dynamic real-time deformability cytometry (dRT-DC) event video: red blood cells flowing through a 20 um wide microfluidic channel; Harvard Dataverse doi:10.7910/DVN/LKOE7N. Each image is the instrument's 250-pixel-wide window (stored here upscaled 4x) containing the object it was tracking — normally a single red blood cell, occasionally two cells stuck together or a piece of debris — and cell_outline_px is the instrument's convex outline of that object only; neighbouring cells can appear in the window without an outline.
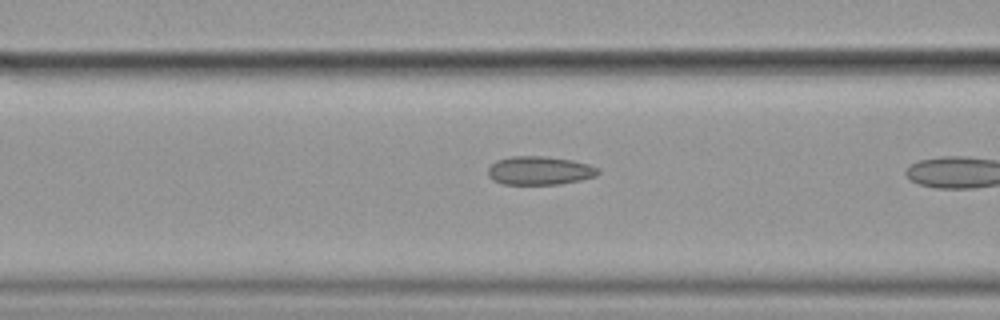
{"species": "common noctule bat (a hibernating species)", "species_latin": "Nyctalus noctula", "temperature_condition": "cold", "stored_images_in_passage": 10, "camera_frame_rate_fps": 3000, "um_per_image_px": 0.085, "animal": {"sex": "female", "body_mass_g": 19.9}, "frame": {"image": 1, "passage_image": 9, "time_ms": 2.667, "image_size_px": [1000, 320], "cell_outline_px": [[600, 172], [596, 176], [580, 180], [560, 184], [504, 184], [492, 180], [488, 176], [488, 168], [496, 160], [512, 156], [544, 156], [572, 160], [588, 164], [600, 168]], "centroid_in_image_um": [45.87, 14.5], "position_along_channel_um": 120.7, "area_um2": 18.38}}